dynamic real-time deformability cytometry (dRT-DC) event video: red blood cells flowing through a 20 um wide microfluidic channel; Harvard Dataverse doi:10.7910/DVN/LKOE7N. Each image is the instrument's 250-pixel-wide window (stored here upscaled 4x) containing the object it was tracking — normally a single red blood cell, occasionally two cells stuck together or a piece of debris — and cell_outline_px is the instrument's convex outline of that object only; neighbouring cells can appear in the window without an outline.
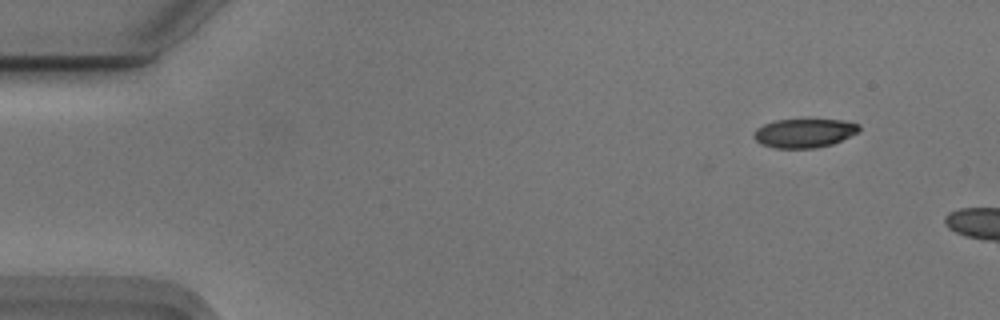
{"species": "Egyptian fruit bat (a non-hibernating species)", "species_latin": "Rousettus aegyptiacus", "temperature_condition": "cold", "stored_images_in_passage": 3, "camera_frame_rate_fps": 3000, "um_per_image_px": 0.085, "animal": {"sex": "male"}, "frame": {"image": 1, "passage_image": 1, "time_ms": 0.0, "image_size_px": [1000, 320], "cell_outline_px": [[860, 132], [832, 144], [816, 148], [772, 148], [760, 144], [752, 136], [756, 128], [764, 124], [776, 120], [844, 120], [860, 124]], "centroid_in_image_um": [68.36, 11.32], "position_along_channel_um": 16.6, "area_um2": 17.86}}